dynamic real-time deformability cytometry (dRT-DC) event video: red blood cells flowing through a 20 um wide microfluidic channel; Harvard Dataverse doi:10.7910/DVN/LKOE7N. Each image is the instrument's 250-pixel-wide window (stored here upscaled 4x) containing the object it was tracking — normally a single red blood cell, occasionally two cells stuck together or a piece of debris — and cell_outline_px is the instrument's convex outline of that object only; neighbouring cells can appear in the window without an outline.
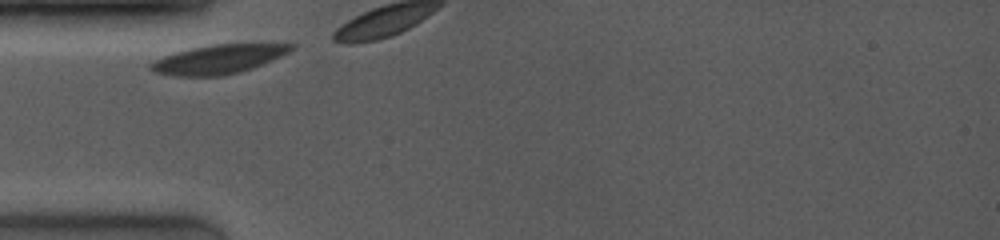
{"species": "common noctule bat (a hibernating species)", "species_latin": "Nyctalus noctula", "temperature_condition": "room temperature", "stored_images_in_passage": 3, "camera_frame_rate_fps": 4000, "um_per_image_px": 0.085, "animal": {"sex": "female", "body_mass_g": 19.0, "forearm_length_mm": 53.3}, "frame": {"image": 1, "passage_image": 1, "time_ms": 0.0, "image_size_px": [1000, 240], "cell_outline_px": [[296, 44], [288, 52], [272, 60], [252, 68], [240, 72], [220, 76], [176, 76], [152, 72], [148, 68], [148, 64], [164, 56], [176, 52], [192, 48], [216, 44]], "centroid_in_image_um": [18.51, 5.05], "position_along_channel_um": 66.5, "area_um2": 23.47}}